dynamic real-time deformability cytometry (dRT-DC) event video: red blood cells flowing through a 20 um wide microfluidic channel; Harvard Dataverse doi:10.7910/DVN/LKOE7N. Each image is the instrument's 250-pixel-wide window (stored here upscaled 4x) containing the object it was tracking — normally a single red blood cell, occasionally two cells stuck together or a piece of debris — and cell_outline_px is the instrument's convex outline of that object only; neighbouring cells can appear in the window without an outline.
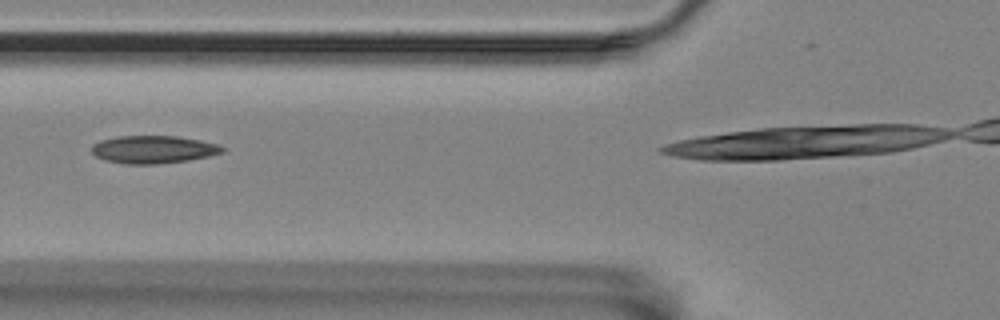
{"species": "Egyptian fruit bat (a non-hibernating species)", "species_latin": "Rousettus aegyptiacus", "temperature_condition": "room temperature", "stored_images_in_passage": 5, "camera_frame_rate_fps": 3000, "um_per_image_px": 0.085, "animal": {"sex": "female"}, "frame": {"image": 1, "passage_image": 4, "time_ms": 3.333, "image_size_px": [1000, 320], "cell_outline_px": [[224, 152], [208, 156], [188, 160], [152, 164], [128, 164], [104, 160], [96, 156], [92, 152], [92, 144], [100, 140], [116, 136], [176, 136], [200, 140], [216, 144], [224, 148]], "centroid_in_image_um": [13.0, 12.7], "position_along_channel_um": 112.8, "area_um2": 20.98}}